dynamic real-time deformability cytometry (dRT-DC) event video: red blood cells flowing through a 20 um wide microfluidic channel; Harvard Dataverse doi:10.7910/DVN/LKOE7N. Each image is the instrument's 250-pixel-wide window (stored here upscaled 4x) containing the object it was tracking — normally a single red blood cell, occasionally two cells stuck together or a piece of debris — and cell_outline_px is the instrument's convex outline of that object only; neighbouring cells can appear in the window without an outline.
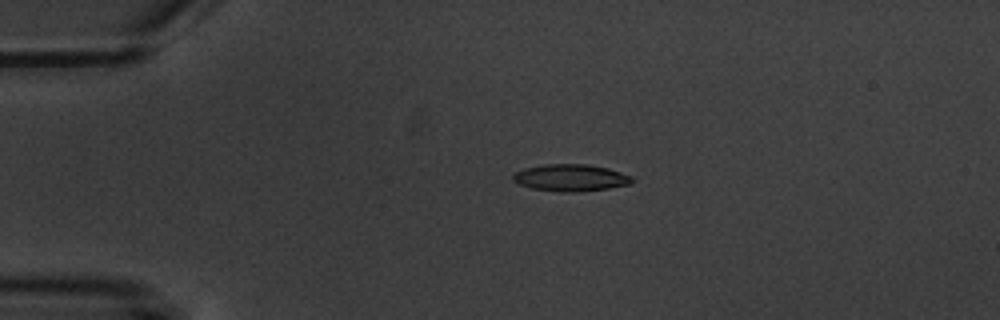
{"species": "common noctule bat (a hibernating species)", "species_latin": "Nyctalus noctula", "temperature_condition": "warm", "stored_images_in_passage": 5, "camera_frame_rate_fps": 3000, "um_per_image_px": 0.085, "animal": {"sex": "male", "body_mass_g": 20.1, "forearm_length_mm": 53.5}, "frame": {"image": 1, "passage_image": 4, "time_ms": 4.0, "image_size_px": [1000, 320], "cell_outline_px": [[636, 180], [628, 184], [608, 188], [572, 192], [564, 192], [532, 188], [520, 184], [512, 180], [512, 176], [516, 172], [524, 168], [544, 164], [588, 164], [608, 168], [632, 176]], "centroid_in_image_um": [48.51, 15.09], "position_along_channel_um": 36.5, "area_um2": 18.55}}